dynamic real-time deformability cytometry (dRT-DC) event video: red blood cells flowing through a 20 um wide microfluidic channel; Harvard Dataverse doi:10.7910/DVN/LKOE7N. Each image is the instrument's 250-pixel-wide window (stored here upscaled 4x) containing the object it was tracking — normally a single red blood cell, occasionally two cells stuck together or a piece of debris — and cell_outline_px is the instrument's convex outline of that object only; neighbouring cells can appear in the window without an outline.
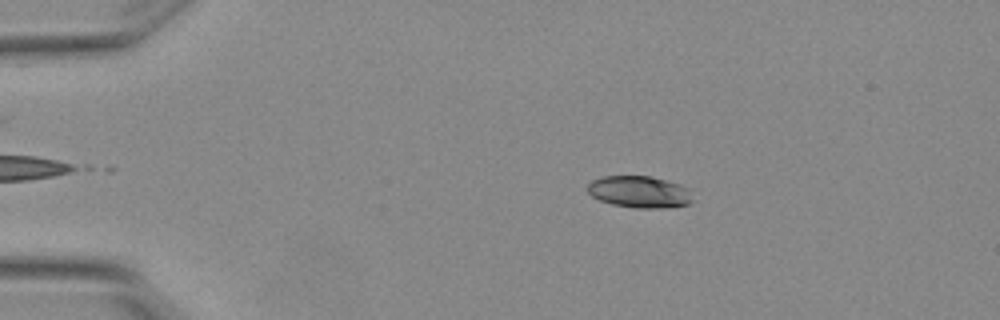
{"species": "Egyptian fruit bat (a non-hibernating species)", "species_latin": "Rousettus aegyptiacus", "temperature_condition": "warm", "stored_images_in_passage": 8, "camera_frame_rate_fps": 3000, "um_per_image_px": 0.085, "animal": {"sex": "female"}, "frame": {"image": 1, "passage_image": 2, "time_ms": 0.333, "image_size_px": [1000, 320], "cell_outline_px": [[696, 200], [688, 204], [672, 208], [632, 208], [612, 204], [600, 200], [592, 196], [588, 192], [588, 184], [592, 180], [604, 176], [648, 176], [680, 184], [688, 188]], "centroid_in_image_um": [54.4, 16.33], "position_along_channel_um": 30.6, "area_um2": 19.71}}
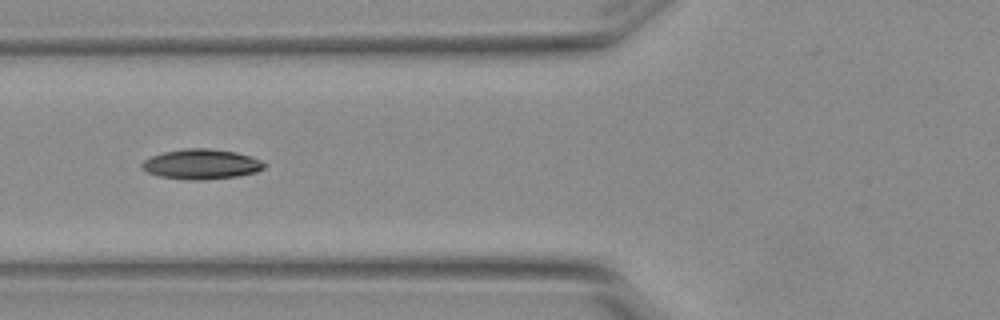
{"frame": {"image": 2, "passage_image": 5, "time_ms": 1.333, "image_size_px": [1000, 320], "cell_outline_px": [[268, 164], [264, 168], [256, 172], [236, 176], [200, 180], [196, 180], [160, 176], [148, 172], [140, 164], [144, 160], [152, 156], [164, 152], [184, 148], [208, 148], [236, 152], [252, 156]], "centroid_in_image_um": [17.16, 13.94], "position_along_channel_um": 108.6, "area_um2": 21.21}}
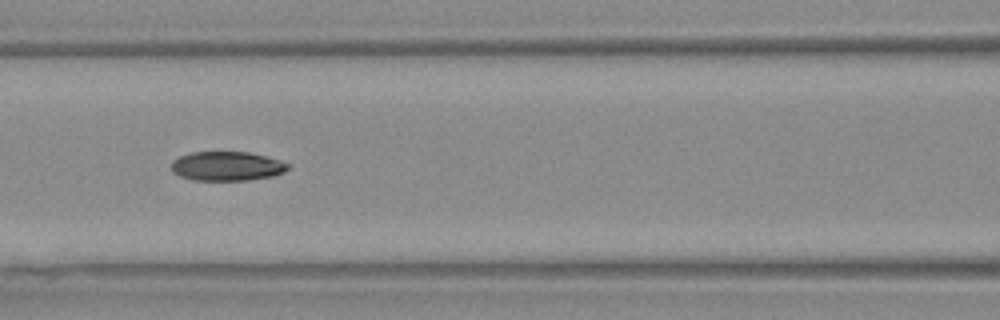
{"frame": {"image": 3, "passage_image": 6, "time_ms": 1.667, "image_size_px": [1000, 320], "cell_outline_px": [[288, 168], [284, 172], [272, 176], [248, 180], [192, 180], [180, 176], [172, 172], [172, 160], [180, 156], [192, 152], [248, 152], [264, 156], [288, 164]], "centroid_in_image_um": [19.24, 14.13], "position_along_channel_um": 147.4, "area_um2": 19.65}}